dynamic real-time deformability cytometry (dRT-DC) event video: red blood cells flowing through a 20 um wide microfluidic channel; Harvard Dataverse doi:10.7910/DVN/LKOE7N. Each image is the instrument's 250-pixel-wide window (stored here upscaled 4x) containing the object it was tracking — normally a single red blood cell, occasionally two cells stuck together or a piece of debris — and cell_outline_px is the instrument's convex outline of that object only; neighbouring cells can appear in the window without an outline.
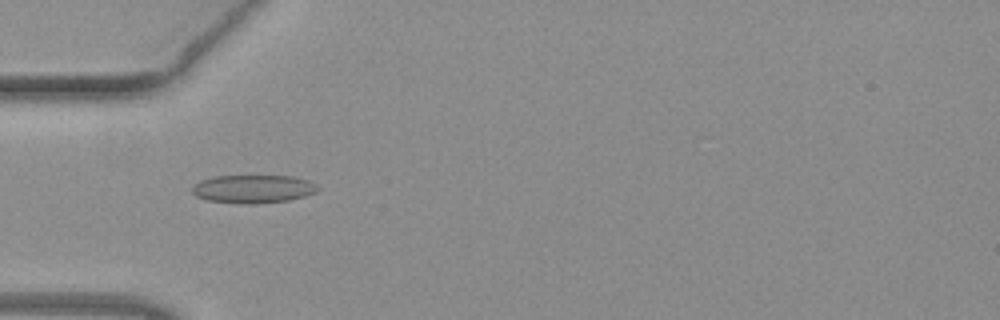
{"species": "common noctule bat (a hibernating species)", "species_latin": "Nyctalus noctula", "temperature_condition": "warm", "stored_images_in_passage": 34, "camera_frame_rate_fps": 3000, "um_per_image_px": 0.085, "animal": {"sex": "female", "body_mass_g": 19.3, "forearm_length_mm": 54.1}, "frame": {"image": 1, "passage_image": 3, "time_ms": 0.667, "image_size_px": [1000, 320], "cell_outline_px": [[320, 188], [316, 192], [304, 196], [288, 200], [256, 204], [244, 204], [208, 200], [196, 196], [192, 192], [192, 184], [200, 180], [212, 176], [292, 176], [308, 180], [316, 184]], "centroid_in_image_um": [21.5, 16.05], "position_along_channel_um": 63.5, "area_um2": 20.75}}
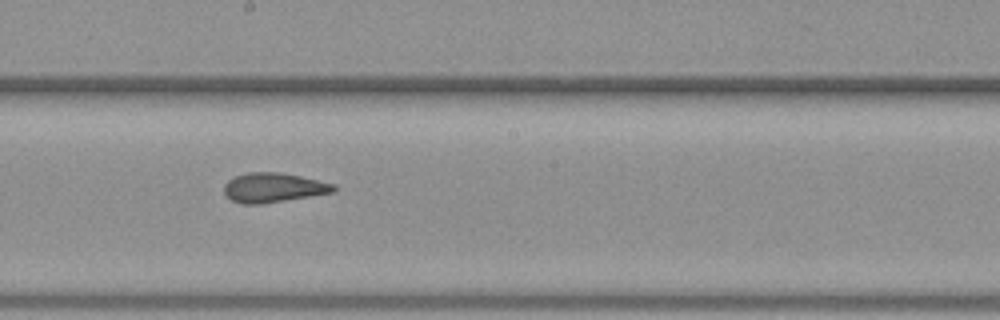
{"frame": {"image": 2, "passage_image": 15, "time_ms": 4.667, "image_size_px": [1000, 320], "cell_outline_px": [[336, 188], [332, 192], [264, 204], [240, 204], [232, 200], [224, 192], [224, 184], [228, 180], [236, 176], [248, 172], [280, 172], [300, 176], [336, 184]], "centroid_in_image_um": [23.22, 15.95], "position_along_channel_um": 225.0, "area_um2": 18.79}}
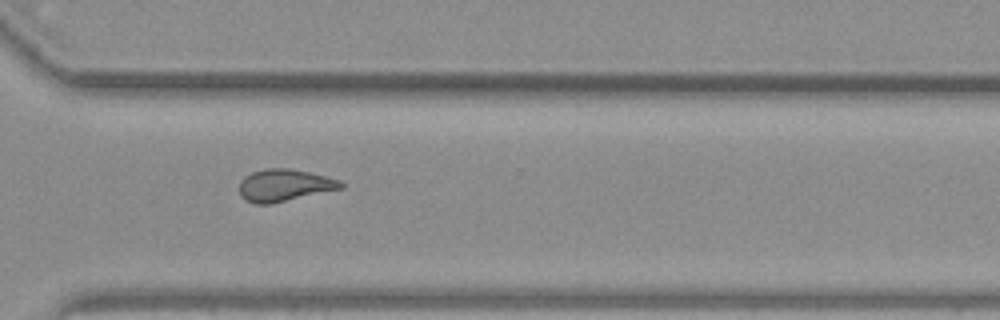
{"frame": {"image": 3, "passage_image": 24, "time_ms": 7.667, "image_size_px": [1000, 320], "cell_outline_px": [[344, 188], [272, 204], [256, 204], [244, 200], [240, 196], [240, 180], [244, 176], [252, 172], [264, 168], [288, 168], [308, 172], [340, 180], [344, 184]], "centroid_in_image_um": [24.15, 15.76], "position_along_channel_um": 346.4, "area_um2": 19.19}, "authors_computed_cell_mechanics": {"area_um2": 18.9295, "velocity_mm_per_s": 4.0677, "shape_relaxation_time_tau1_ms": null, "shape_relaxation_time_tau2_ms": 2.7806, "deformation_change_tau1": null, "deformation_change_tau2": 0.0961}}